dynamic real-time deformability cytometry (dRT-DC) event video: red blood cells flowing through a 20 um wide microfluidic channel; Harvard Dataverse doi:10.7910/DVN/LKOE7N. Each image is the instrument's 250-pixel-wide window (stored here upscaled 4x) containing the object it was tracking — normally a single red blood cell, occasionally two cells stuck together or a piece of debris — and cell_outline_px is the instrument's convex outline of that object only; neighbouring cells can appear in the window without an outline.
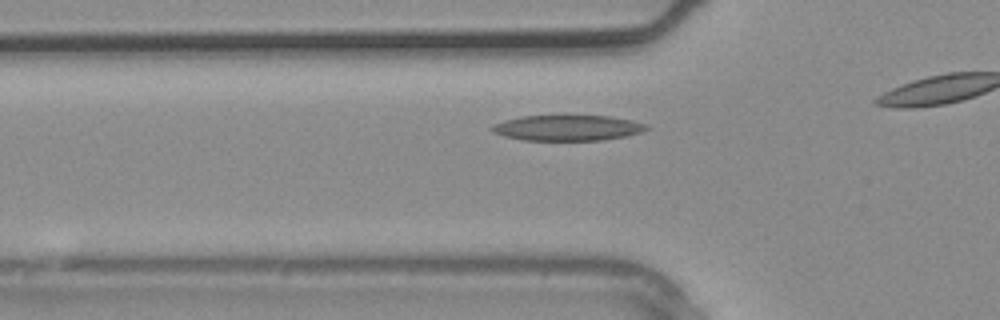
{"species": "common noctule bat (a hibernating species)", "species_latin": "Nyctalus noctula", "temperature_condition": "warm", "stored_images_in_passage": 5, "segment_of_instrument_passage": [2, 2], "camera_frame_rate_fps": 3000, "um_per_image_px": 0.085, "animal": {"sex": "male", "body_mass_g": 20.4}, "frame": {"image": 1, "passage_image": 5, "time_ms": 1.333, "image_size_px": [1000, 320], "cell_outline_px": [[648, 128], [640, 132], [624, 136], [604, 140], [524, 140], [504, 136], [492, 132], [492, 124], [504, 120], [524, 116], [564, 112], [608, 116], [632, 120], [648, 124]], "centroid_in_image_um": [48.22, 10.81], "position_along_channel_um": 77.6, "area_um2": 24.04}}